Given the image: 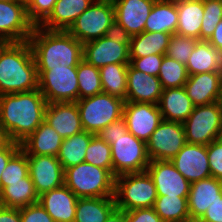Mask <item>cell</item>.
<instances>
[{"mask_svg":"<svg viewBox=\"0 0 222 222\" xmlns=\"http://www.w3.org/2000/svg\"><path fill=\"white\" fill-rule=\"evenodd\" d=\"M46 106L39 89L0 95V130L5 140L24 141L44 121Z\"/></svg>","mask_w":222,"mask_h":222,"instance_id":"obj_1","label":"cell"},{"mask_svg":"<svg viewBox=\"0 0 222 222\" xmlns=\"http://www.w3.org/2000/svg\"><path fill=\"white\" fill-rule=\"evenodd\" d=\"M29 43L37 70L78 66L83 59V44L68 31L34 26Z\"/></svg>","mask_w":222,"mask_h":222,"instance_id":"obj_2","label":"cell"},{"mask_svg":"<svg viewBox=\"0 0 222 222\" xmlns=\"http://www.w3.org/2000/svg\"><path fill=\"white\" fill-rule=\"evenodd\" d=\"M38 89V72L29 41L10 42L0 54V95Z\"/></svg>","mask_w":222,"mask_h":222,"instance_id":"obj_3","label":"cell"},{"mask_svg":"<svg viewBox=\"0 0 222 222\" xmlns=\"http://www.w3.org/2000/svg\"><path fill=\"white\" fill-rule=\"evenodd\" d=\"M64 184L78 198L114 197L115 176L102 167L86 162L64 170Z\"/></svg>","mask_w":222,"mask_h":222,"instance_id":"obj_4","label":"cell"},{"mask_svg":"<svg viewBox=\"0 0 222 222\" xmlns=\"http://www.w3.org/2000/svg\"><path fill=\"white\" fill-rule=\"evenodd\" d=\"M116 208L123 211L152 208L158 197L154 181L146 171L115 177Z\"/></svg>","mask_w":222,"mask_h":222,"instance_id":"obj_5","label":"cell"},{"mask_svg":"<svg viewBox=\"0 0 222 222\" xmlns=\"http://www.w3.org/2000/svg\"><path fill=\"white\" fill-rule=\"evenodd\" d=\"M124 103L125 100L103 92L78 99L76 104L83 130L96 135L110 123L118 121L123 117Z\"/></svg>","mask_w":222,"mask_h":222,"instance_id":"obj_6","label":"cell"},{"mask_svg":"<svg viewBox=\"0 0 222 222\" xmlns=\"http://www.w3.org/2000/svg\"><path fill=\"white\" fill-rule=\"evenodd\" d=\"M183 125L187 143L207 146L222 138V108L219 101L194 106Z\"/></svg>","mask_w":222,"mask_h":222,"instance_id":"obj_7","label":"cell"},{"mask_svg":"<svg viewBox=\"0 0 222 222\" xmlns=\"http://www.w3.org/2000/svg\"><path fill=\"white\" fill-rule=\"evenodd\" d=\"M115 21L112 0H95L67 30L79 42H87L105 36L107 29Z\"/></svg>","mask_w":222,"mask_h":222,"instance_id":"obj_8","label":"cell"},{"mask_svg":"<svg viewBox=\"0 0 222 222\" xmlns=\"http://www.w3.org/2000/svg\"><path fill=\"white\" fill-rule=\"evenodd\" d=\"M111 156L115 177L126 173L146 171L150 163L146 142L128 131L124 135L112 139Z\"/></svg>","mask_w":222,"mask_h":222,"instance_id":"obj_9","label":"cell"},{"mask_svg":"<svg viewBox=\"0 0 222 222\" xmlns=\"http://www.w3.org/2000/svg\"><path fill=\"white\" fill-rule=\"evenodd\" d=\"M38 89L47 103L78 100L77 66L37 70Z\"/></svg>","mask_w":222,"mask_h":222,"instance_id":"obj_10","label":"cell"},{"mask_svg":"<svg viewBox=\"0 0 222 222\" xmlns=\"http://www.w3.org/2000/svg\"><path fill=\"white\" fill-rule=\"evenodd\" d=\"M186 143L183 123L163 120L146 143L149 159L170 161Z\"/></svg>","mask_w":222,"mask_h":222,"instance_id":"obj_11","label":"cell"},{"mask_svg":"<svg viewBox=\"0 0 222 222\" xmlns=\"http://www.w3.org/2000/svg\"><path fill=\"white\" fill-rule=\"evenodd\" d=\"M123 118L128 132L147 143L152 133L163 121L157 104L125 101Z\"/></svg>","mask_w":222,"mask_h":222,"instance_id":"obj_12","label":"cell"},{"mask_svg":"<svg viewBox=\"0 0 222 222\" xmlns=\"http://www.w3.org/2000/svg\"><path fill=\"white\" fill-rule=\"evenodd\" d=\"M27 159L29 176L39 196L64 185V169L57 156L27 155Z\"/></svg>","mask_w":222,"mask_h":222,"instance_id":"obj_13","label":"cell"},{"mask_svg":"<svg viewBox=\"0 0 222 222\" xmlns=\"http://www.w3.org/2000/svg\"><path fill=\"white\" fill-rule=\"evenodd\" d=\"M33 28L24 4L0 1V37L9 42L28 41Z\"/></svg>","mask_w":222,"mask_h":222,"instance_id":"obj_14","label":"cell"},{"mask_svg":"<svg viewBox=\"0 0 222 222\" xmlns=\"http://www.w3.org/2000/svg\"><path fill=\"white\" fill-rule=\"evenodd\" d=\"M147 172L152 177L157 196L188 197L191 183L175 168L169 160L150 161Z\"/></svg>","mask_w":222,"mask_h":222,"instance_id":"obj_15","label":"cell"},{"mask_svg":"<svg viewBox=\"0 0 222 222\" xmlns=\"http://www.w3.org/2000/svg\"><path fill=\"white\" fill-rule=\"evenodd\" d=\"M170 161L190 183L211 177L205 145L186 143Z\"/></svg>","mask_w":222,"mask_h":222,"instance_id":"obj_16","label":"cell"},{"mask_svg":"<svg viewBox=\"0 0 222 222\" xmlns=\"http://www.w3.org/2000/svg\"><path fill=\"white\" fill-rule=\"evenodd\" d=\"M129 46L103 36L83 44V59L97 68L114 63H130Z\"/></svg>","mask_w":222,"mask_h":222,"instance_id":"obj_17","label":"cell"},{"mask_svg":"<svg viewBox=\"0 0 222 222\" xmlns=\"http://www.w3.org/2000/svg\"><path fill=\"white\" fill-rule=\"evenodd\" d=\"M115 21L132 37L144 32L145 22L156 0H112Z\"/></svg>","mask_w":222,"mask_h":222,"instance_id":"obj_18","label":"cell"},{"mask_svg":"<svg viewBox=\"0 0 222 222\" xmlns=\"http://www.w3.org/2000/svg\"><path fill=\"white\" fill-rule=\"evenodd\" d=\"M44 121L64 139L83 131L76 102L47 103Z\"/></svg>","mask_w":222,"mask_h":222,"instance_id":"obj_19","label":"cell"},{"mask_svg":"<svg viewBox=\"0 0 222 222\" xmlns=\"http://www.w3.org/2000/svg\"><path fill=\"white\" fill-rule=\"evenodd\" d=\"M162 90L158 77L138 71L130 64L128 65L125 101L158 104Z\"/></svg>","mask_w":222,"mask_h":222,"instance_id":"obj_20","label":"cell"},{"mask_svg":"<svg viewBox=\"0 0 222 222\" xmlns=\"http://www.w3.org/2000/svg\"><path fill=\"white\" fill-rule=\"evenodd\" d=\"M222 198V180L209 177L191 183L188 195L190 222H197L216 200Z\"/></svg>","mask_w":222,"mask_h":222,"instance_id":"obj_21","label":"cell"},{"mask_svg":"<svg viewBox=\"0 0 222 222\" xmlns=\"http://www.w3.org/2000/svg\"><path fill=\"white\" fill-rule=\"evenodd\" d=\"M78 197L64 184L39 196L38 202L54 222H74Z\"/></svg>","mask_w":222,"mask_h":222,"instance_id":"obj_22","label":"cell"},{"mask_svg":"<svg viewBox=\"0 0 222 222\" xmlns=\"http://www.w3.org/2000/svg\"><path fill=\"white\" fill-rule=\"evenodd\" d=\"M221 82L219 72L188 75L184 89L194 106L206 105L219 101Z\"/></svg>","mask_w":222,"mask_h":222,"instance_id":"obj_23","label":"cell"},{"mask_svg":"<svg viewBox=\"0 0 222 222\" xmlns=\"http://www.w3.org/2000/svg\"><path fill=\"white\" fill-rule=\"evenodd\" d=\"M63 140L55 129L43 121L20 146L27 155L58 156Z\"/></svg>","mask_w":222,"mask_h":222,"instance_id":"obj_24","label":"cell"},{"mask_svg":"<svg viewBox=\"0 0 222 222\" xmlns=\"http://www.w3.org/2000/svg\"><path fill=\"white\" fill-rule=\"evenodd\" d=\"M157 105L163 120L180 123L189 117L194 108L184 87L163 89Z\"/></svg>","mask_w":222,"mask_h":222,"instance_id":"obj_25","label":"cell"},{"mask_svg":"<svg viewBox=\"0 0 222 222\" xmlns=\"http://www.w3.org/2000/svg\"><path fill=\"white\" fill-rule=\"evenodd\" d=\"M95 0H57L50 16L40 25L47 30L67 31Z\"/></svg>","mask_w":222,"mask_h":222,"instance_id":"obj_26","label":"cell"},{"mask_svg":"<svg viewBox=\"0 0 222 222\" xmlns=\"http://www.w3.org/2000/svg\"><path fill=\"white\" fill-rule=\"evenodd\" d=\"M188 75L219 72L222 74V49L206 40H199L186 63Z\"/></svg>","mask_w":222,"mask_h":222,"instance_id":"obj_27","label":"cell"},{"mask_svg":"<svg viewBox=\"0 0 222 222\" xmlns=\"http://www.w3.org/2000/svg\"><path fill=\"white\" fill-rule=\"evenodd\" d=\"M178 24L176 34L200 40L204 15L203 0H176Z\"/></svg>","mask_w":222,"mask_h":222,"instance_id":"obj_28","label":"cell"},{"mask_svg":"<svg viewBox=\"0 0 222 222\" xmlns=\"http://www.w3.org/2000/svg\"><path fill=\"white\" fill-rule=\"evenodd\" d=\"M178 13L176 0H156L148 16L144 31L176 34Z\"/></svg>","mask_w":222,"mask_h":222,"instance_id":"obj_29","label":"cell"},{"mask_svg":"<svg viewBox=\"0 0 222 222\" xmlns=\"http://www.w3.org/2000/svg\"><path fill=\"white\" fill-rule=\"evenodd\" d=\"M38 200L39 195L29 175L24 182H7V186L0 190V205L4 207L20 209Z\"/></svg>","mask_w":222,"mask_h":222,"instance_id":"obj_30","label":"cell"},{"mask_svg":"<svg viewBox=\"0 0 222 222\" xmlns=\"http://www.w3.org/2000/svg\"><path fill=\"white\" fill-rule=\"evenodd\" d=\"M172 34L163 32H142L130 38L129 58L148 55H166Z\"/></svg>","mask_w":222,"mask_h":222,"instance_id":"obj_31","label":"cell"},{"mask_svg":"<svg viewBox=\"0 0 222 222\" xmlns=\"http://www.w3.org/2000/svg\"><path fill=\"white\" fill-rule=\"evenodd\" d=\"M115 208V197L78 198L74 222H105Z\"/></svg>","mask_w":222,"mask_h":222,"instance_id":"obj_32","label":"cell"},{"mask_svg":"<svg viewBox=\"0 0 222 222\" xmlns=\"http://www.w3.org/2000/svg\"><path fill=\"white\" fill-rule=\"evenodd\" d=\"M94 135L83 130L63 140L57 158L64 170L84 162L87 147Z\"/></svg>","mask_w":222,"mask_h":222,"instance_id":"obj_33","label":"cell"},{"mask_svg":"<svg viewBox=\"0 0 222 222\" xmlns=\"http://www.w3.org/2000/svg\"><path fill=\"white\" fill-rule=\"evenodd\" d=\"M129 64L114 63L99 68L103 93L126 100L127 68Z\"/></svg>","mask_w":222,"mask_h":222,"instance_id":"obj_34","label":"cell"},{"mask_svg":"<svg viewBox=\"0 0 222 222\" xmlns=\"http://www.w3.org/2000/svg\"><path fill=\"white\" fill-rule=\"evenodd\" d=\"M153 208L164 222H190L188 197L158 196Z\"/></svg>","mask_w":222,"mask_h":222,"instance_id":"obj_35","label":"cell"},{"mask_svg":"<svg viewBox=\"0 0 222 222\" xmlns=\"http://www.w3.org/2000/svg\"><path fill=\"white\" fill-rule=\"evenodd\" d=\"M78 99L92 97L103 92L99 68L82 59L77 66Z\"/></svg>","mask_w":222,"mask_h":222,"instance_id":"obj_36","label":"cell"},{"mask_svg":"<svg viewBox=\"0 0 222 222\" xmlns=\"http://www.w3.org/2000/svg\"><path fill=\"white\" fill-rule=\"evenodd\" d=\"M158 78L163 89L184 87L188 79L186 65L164 55Z\"/></svg>","mask_w":222,"mask_h":222,"instance_id":"obj_37","label":"cell"},{"mask_svg":"<svg viewBox=\"0 0 222 222\" xmlns=\"http://www.w3.org/2000/svg\"><path fill=\"white\" fill-rule=\"evenodd\" d=\"M84 162L108 169L113 174L111 145L94 135L87 147Z\"/></svg>","mask_w":222,"mask_h":222,"instance_id":"obj_38","label":"cell"},{"mask_svg":"<svg viewBox=\"0 0 222 222\" xmlns=\"http://www.w3.org/2000/svg\"><path fill=\"white\" fill-rule=\"evenodd\" d=\"M29 175L27 154L20 149L8 162L1 173L0 190L7 186V182H24Z\"/></svg>","mask_w":222,"mask_h":222,"instance_id":"obj_39","label":"cell"},{"mask_svg":"<svg viewBox=\"0 0 222 222\" xmlns=\"http://www.w3.org/2000/svg\"><path fill=\"white\" fill-rule=\"evenodd\" d=\"M204 15L200 29V40H208L222 20V0H203Z\"/></svg>","mask_w":222,"mask_h":222,"instance_id":"obj_40","label":"cell"},{"mask_svg":"<svg viewBox=\"0 0 222 222\" xmlns=\"http://www.w3.org/2000/svg\"><path fill=\"white\" fill-rule=\"evenodd\" d=\"M198 41L199 40L192 37L173 34L169 40L166 55L186 65Z\"/></svg>","mask_w":222,"mask_h":222,"instance_id":"obj_41","label":"cell"},{"mask_svg":"<svg viewBox=\"0 0 222 222\" xmlns=\"http://www.w3.org/2000/svg\"><path fill=\"white\" fill-rule=\"evenodd\" d=\"M57 0H31L26 6L29 21L40 26L52 13Z\"/></svg>","mask_w":222,"mask_h":222,"instance_id":"obj_42","label":"cell"},{"mask_svg":"<svg viewBox=\"0 0 222 222\" xmlns=\"http://www.w3.org/2000/svg\"><path fill=\"white\" fill-rule=\"evenodd\" d=\"M163 56L153 54L141 58H130V65L138 71L158 77Z\"/></svg>","mask_w":222,"mask_h":222,"instance_id":"obj_43","label":"cell"},{"mask_svg":"<svg viewBox=\"0 0 222 222\" xmlns=\"http://www.w3.org/2000/svg\"><path fill=\"white\" fill-rule=\"evenodd\" d=\"M211 177L222 180V138L207 145Z\"/></svg>","mask_w":222,"mask_h":222,"instance_id":"obj_44","label":"cell"},{"mask_svg":"<svg viewBox=\"0 0 222 222\" xmlns=\"http://www.w3.org/2000/svg\"><path fill=\"white\" fill-rule=\"evenodd\" d=\"M21 222H54L39 202L20 208Z\"/></svg>","mask_w":222,"mask_h":222,"instance_id":"obj_45","label":"cell"},{"mask_svg":"<svg viewBox=\"0 0 222 222\" xmlns=\"http://www.w3.org/2000/svg\"><path fill=\"white\" fill-rule=\"evenodd\" d=\"M124 222H164L154 208L132 209L124 211Z\"/></svg>","mask_w":222,"mask_h":222,"instance_id":"obj_46","label":"cell"},{"mask_svg":"<svg viewBox=\"0 0 222 222\" xmlns=\"http://www.w3.org/2000/svg\"><path fill=\"white\" fill-rule=\"evenodd\" d=\"M128 131L126 120L122 117L118 121L110 123L96 135L107 142L109 145L112 144V139H116L124 135Z\"/></svg>","mask_w":222,"mask_h":222,"instance_id":"obj_47","label":"cell"},{"mask_svg":"<svg viewBox=\"0 0 222 222\" xmlns=\"http://www.w3.org/2000/svg\"><path fill=\"white\" fill-rule=\"evenodd\" d=\"M21 149L20 143L5 140L0 144V182L1 173L6 168L9 160Z\"/></svg>","mask_w":222,"mask_h":222,"instance_id":"obj_48","label":"cell"},{"mask_svg":"<svg viewBox=\"0 0 222 222\" xmlns=\"http://www.w3.org/2000/svg\"><path fill=\"white\" fill-rule=\"evenodd\" d=\"M105 37L121 44H130L131 38L127 30L122 25L118 24L116 21H114L111 26L107 29Z\"/></svg>","mask_w":222,"mask_h":222,"instance_id":"obj_49","label":"cell"},{"mask_svg":"<svg viewBox=\"0 0 222 222\" xmlns=\"http://www.w3.org/2000/svg\"><path fill=\"white\" fill-rule=\"evenodd\" d=\"M197 222H222V198L209 206Z\"/></svg>","mask_w":222,"mask_h":222,"instance_id":"obj_50","label":"cell"},{"mask_svg":"<svg viewBox=\"0 0 222 222\" xmlns=\"http://www.w3.org/2000/svg\"><path fill=\"white\" fill-rule=\"evenodd\" d=\"M0 222H21L20 209L0 205Z\"/></svg>","mask_w":222,"mask_h":222,"instance_id":"obj_51","label":"cell"},{"mask_svg":"<svg viewBox=\"0 0 222 222\" xmlns=\"http://www.w3.org/2000/svg\"><path fill=\"white\" fill-rule=\"evenodd\" d=\"M213 47L222 49V20L216 25L215 31L207 40Z\"/></svg>","mask_w":222,"mask_h":222,"instance_id":"obj_52","label":"cell"},{"mask_svg":"<svg viewBox=\"0 0 222 222\" xmlns=\"http://www.w3.org/2000/svg\"><path fill=\"white\" fill-rule=\"evenodd\" d=\"M105 222H124V211L115 208L107 217Z\"/></svg>","mask_w":222,"mask_h":222,"instance_id":"obj_53","label":"cell"},{"mask_svg":"<svg viewBox=\"0 0 222 222\" xmlns=\"http://www.w3.org/2000/svg\"><path fill=\"white\" fill-rule=\"evenodd\" d=\"M10 42L6 40L5 38L0 37V54L4 50V48L9 44Z\"/></svg>","mask_w":222,"mask_h":222,"instance_id":"obj_54","label":"cell"},{"mask_svg":"<svg viewBox=\"0 0 222 222\" xmlns=\"http://www.w3.org/2000/svg\"><path fill=\"white\" fill-rule=\"evenodd\" d=\"M31 0H18L19 3L24 4L25 6H27L30 3Z\"/></svg>","mask_w":222,"mask_h":222,"instance_id":"obj_55","label":"cell"},{"mask_svg":"<svg viewBox=\"0 0 222 222\" xmlns=\"http://www.w3.org/2000/svg\"><path fill=\"white\" fill-rule=\"evenodd\" d=\"M219 104H220V106L222 108V82H221V91H220Z\"/></svg>","mask_w":222,"mask_h":222,"instance_id":"obj_56","label":"cell"},{"mask_svg":"<svg viewBox=\"0 0 222 222\" xmlns=\"http://www.w3.org/2000/svg\"><path fill=\"white\" fill-rule=\"evenodd\" d=\"M4 141H5V138H4V136H3V134L1 133V130H0V144Z\"/></svg>","mask_w":222,"mask_h":222,"instance_id":"obj_57","label":"cell"},{"mask_svg":"<svg viewBox=\"0 0 222 222\" xmlns=\"http://www.w3.org/2000/svg\"><path fill=\"white\" fill-rule=\"evenodd\" d=\"M0 1H4V2H18V0H0Z\"/></svg>","mask_w":222,"mask_h":222,"instance_id":"obj_58","label":"cell"}]
</instances>
